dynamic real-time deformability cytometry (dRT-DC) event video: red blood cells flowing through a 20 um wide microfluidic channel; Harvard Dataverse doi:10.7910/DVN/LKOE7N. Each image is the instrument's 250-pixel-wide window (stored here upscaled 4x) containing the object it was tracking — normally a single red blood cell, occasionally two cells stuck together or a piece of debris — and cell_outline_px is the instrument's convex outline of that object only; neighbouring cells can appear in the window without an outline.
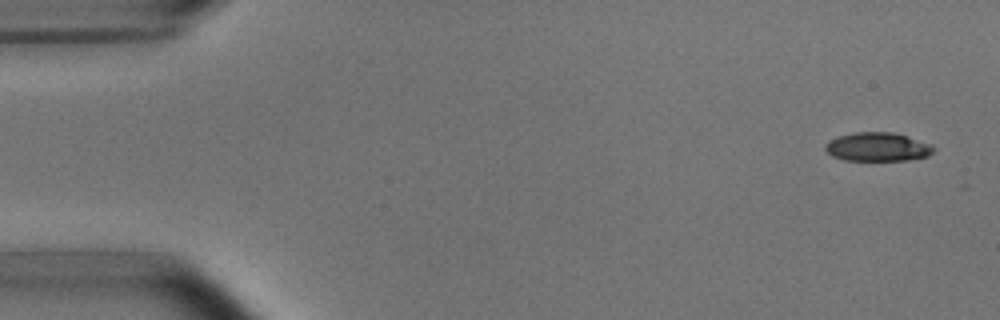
{"species": "common noctule bat (a hibernating species)", "species_latin": "Nyctalus noctula", "temperature_condition": "room temperature", "stored_images_in_passage": 3, "camera_frame_rate_fps": 3000, "um_per_image_px": 0.085, "animal": {"sex": "male", "body_mass_g": 15.6}, "frame": {"image": 1, "passage_image": 1, "time_ms": 0.0, "image_size_px": [1000, 320], "cell_outline_px": [[936, 148], [928, 156], [908, 160], [844, 160], [832, 156], [824, 148], [824, 144], [828, 140], [836, 136], [852, 132], [892, 132], [908, 136], [932, 144]], "centroid_in_image_um": [74.58, 12.47], "position_along_channel_um": 10.4, "area_um2": 18.38}}